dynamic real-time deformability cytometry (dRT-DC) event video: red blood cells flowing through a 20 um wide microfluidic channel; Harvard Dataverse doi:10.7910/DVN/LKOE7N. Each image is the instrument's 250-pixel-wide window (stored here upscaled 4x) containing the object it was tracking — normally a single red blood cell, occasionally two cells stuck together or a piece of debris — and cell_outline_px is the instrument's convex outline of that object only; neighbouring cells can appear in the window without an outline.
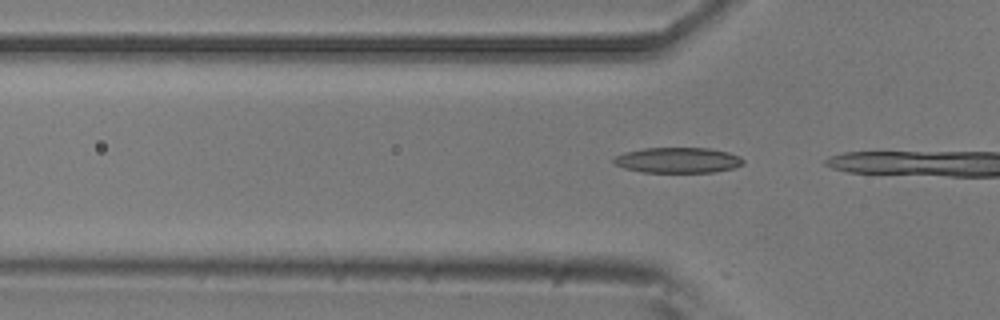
{"species": "common noctule bat (a hibernating species)", "species_latin": "Nyctalus noctula", "temperature_condition": "room temperature", "stored_images_in_passage": 5, "camera_frame_rate_fps": 3000, "um_per_image_px": 0.085, "animal": {"sex": "male", "body_mass_g": 20.5, "forearm_length_mm": 52.5}, "frame": {"image": 1, "passage_image": 2, "time_ms": 0.333, "image_size_px": [1000, 320], "cell_outline_px": [[744, 164], [732, 168], [712, 172], [640, 172], [624, 168], [616, 164], [612, 160], [616, 156], [624, 152], [644, 148], [708, 148], [728, 152], [740, 156], [744, 160]], "centroid_in_image_um": [57.62, 13.61], "position_along_channel_um": 68.2, "area_um2": 19.19}}